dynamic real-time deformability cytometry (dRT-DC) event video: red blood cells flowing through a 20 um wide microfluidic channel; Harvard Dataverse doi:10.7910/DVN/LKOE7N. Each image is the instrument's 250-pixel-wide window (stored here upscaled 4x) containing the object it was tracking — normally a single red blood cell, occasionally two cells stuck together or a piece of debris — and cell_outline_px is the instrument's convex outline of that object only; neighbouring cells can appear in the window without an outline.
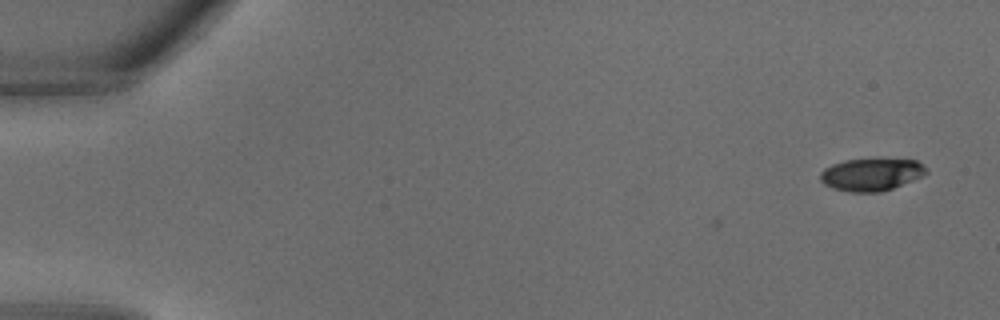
{"species": "common noctule bat (a hibernating species)", "species_latin": "Nyctalus noctula", "temperature_condition": "warm", "stored_images_in_passage": 2, "camera_frame_rate_fps": 3000, "um_per_image_px": 0.085, "animal": {"sex": "male", "body_mass_g": 18.8}, "frame": {"image": 1, "passage_image": 2, "time_ms": 0.333, "image_size_px": [1000, 320], "cell_outline_px": [[928, 172], [924, 176], [892, 188], [880, 192], [848, 192], [832, 188], [824, 184], [820, 180], [820, 172], [824, 168], [832, 164], [844, 160], [916, 160], [928, 168]], "centroid_in_image_um": [74.05, 14.85], "position_along_channel_um": 10.9, "area_um2": 19.94}}